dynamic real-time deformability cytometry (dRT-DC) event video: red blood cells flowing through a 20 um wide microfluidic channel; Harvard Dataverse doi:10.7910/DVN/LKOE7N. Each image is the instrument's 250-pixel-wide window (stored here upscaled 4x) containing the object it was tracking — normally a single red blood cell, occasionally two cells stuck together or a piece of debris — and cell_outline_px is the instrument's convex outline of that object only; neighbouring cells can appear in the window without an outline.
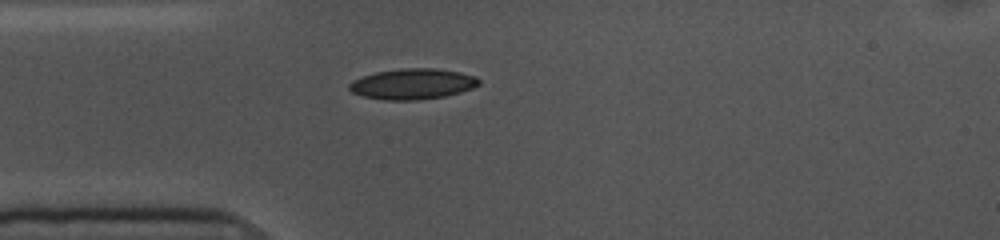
{"species": "common noctule bat (a hibernating species)", "species_latin": "Nyctalus noctula", "temperature_condition": "cold", "stored_images_in_passage": 42, "camera_frame_rate_fps": 3000, "um_per_image_px": 0.085, "animal": {"sex": "female", "body_mass_g": 10.0, "forearm_length_mm": 53.1}, "frame": {"image": 1, "passage_image": 1, "time_ms": 0.0, "image_size_px": [1000, 240], "cell_outline_px": [[480, 84], [472, 88], [460, 92], [444, 96], [416, 100], [384, 100], [360, 96], [352, 92], [348, 88], [348, 84], [352, 80], [376, 72], [400, 68], [436, 68], [460, 72], [476, 76], [480, 80]], "centroid_in_image_um": [35.05, 7.13], "position_along_channel_um": 49.9, "area_um2": 23.29}}
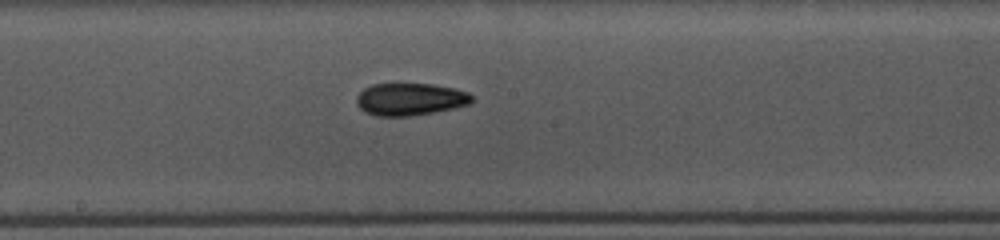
{"frame": {"image": 2, "passage_image": 15, "time_ms": 4.667, "image_size_px": [1000, 240], "cell_outline_px": [[472, 100], [468, 104], [452, 108], [432, 112], [408, 116], [376, 116], [364, 112], [356, 104], [356, 96], [364, 88], [372, 84], [432, 84], [456, 88], [468, 92], [472, 96]], "centroid_in_image_um": [34.82, 8.43], "position_along_channel_um": 213.4, "area_um2": 21.68}}
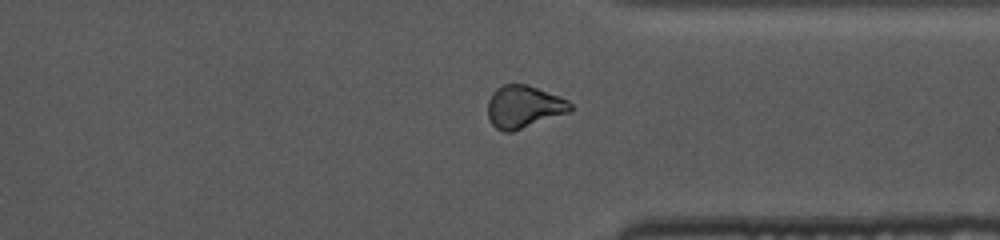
{"frame": {"image": 3, "passage_image": 28, "time_ms": 9.0, "image_size_px": [1000, 240], "cell_outline_px": [[572, 112], [512, 132], [504, 132], [496, 128], [492, 124], [488, 116], [488, 100], [492, 92], [496, 88], [504, 84], [524, 84], [560, 96], [568, 100], [572, 104]], "centroid_in_image_um": [44.54, 9.09], "position_along_channel_um": 366.9, "area_um2": 20.63}, "authors_computed_cell_mechanics": {"area_um2": 21.675, "velocity_mm_per_s": 3.6037, "shape_relaxation_time_tau1_ms": 3.5051, "shape_relaxation_time_tau2_ms": 9.0023, "deformation_change_tau1": 0.1058, "deformation_change_tau2": 0.1393}}